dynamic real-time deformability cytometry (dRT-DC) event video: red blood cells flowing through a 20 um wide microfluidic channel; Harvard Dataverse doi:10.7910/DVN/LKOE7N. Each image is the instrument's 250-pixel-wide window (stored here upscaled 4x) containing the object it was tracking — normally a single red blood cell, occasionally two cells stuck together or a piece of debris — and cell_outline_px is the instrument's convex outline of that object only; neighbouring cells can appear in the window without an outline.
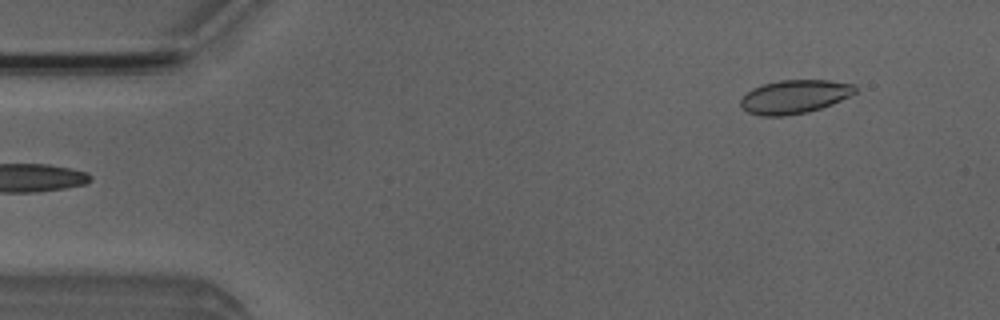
{"species": "Egyptian fruit bat (a non-hibernating species)", "species_latin": "Rousettus aegyptiacus", "temperature_condition": "room temperature", "stored_images_in_passage": 5, "segment_of_instrument_passage": [2, 2], "camera_frame_rate_fps": 3000, "um_per_image_px": 0.085, "animal": {"sex": "male"}, "frame": {"image": 1, "passage_image": 5, "time_ms": 4.667, "image_size_px": [1000, 320], "cell_outline_px": [[856, 92], [832, 104], [808, 112], [784, 116], [760, 116], [748, 112], [740, 104], [740, 100], [752, 88], [764, 84], [780, 80], [828, 80], [856, 84]], "centroid_in_image_um": [67.54, 8.22], "position_along_channel_um": 17.5, "area_um2": 22.31}}